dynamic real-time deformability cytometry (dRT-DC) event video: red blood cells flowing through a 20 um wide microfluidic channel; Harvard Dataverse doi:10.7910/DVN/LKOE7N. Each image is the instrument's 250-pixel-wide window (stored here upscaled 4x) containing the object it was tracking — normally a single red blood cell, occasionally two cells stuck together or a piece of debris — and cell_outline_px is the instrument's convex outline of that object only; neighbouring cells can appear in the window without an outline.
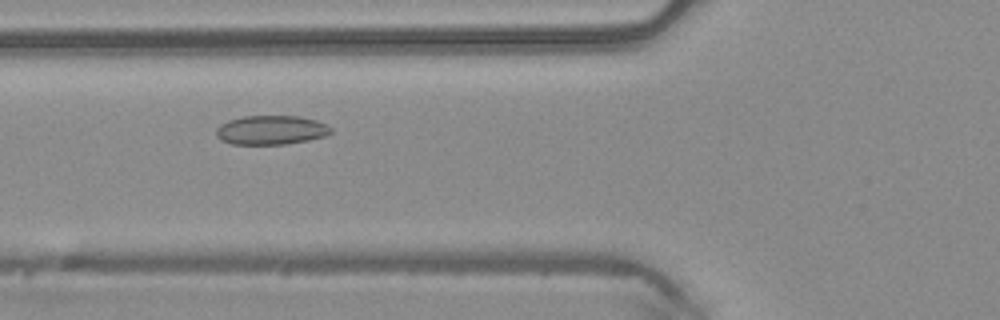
{"species": "common noctule bat (a hibernating species)", "species_latin": "Nyctalus noctula", "temperature_condition": "warm", "stored_images_in_passage": 35, "camera_frame_rate_fps": 3000, "um_per_image_px": 0.085, "animal": {"sex": "male", "body_mass_g": 20.4}, "frame": {"image": 1, "passage_image": 4, "time_ms": 1.0, "image_size_px": [1000, 320], "cell_outline_px": [[332, 132], [324, 136], [308, 140], [284, 144], [232, 144], [220, 140], [216, 136], [216, 128], [220, 124], [228, 120], [244, 116], [300, 116], [316, 120], [332, 128]], "centroid_in_image_um": [23.01, 11.05], "position_along_channel_um": 102.8, "area_um2": 19.48}}
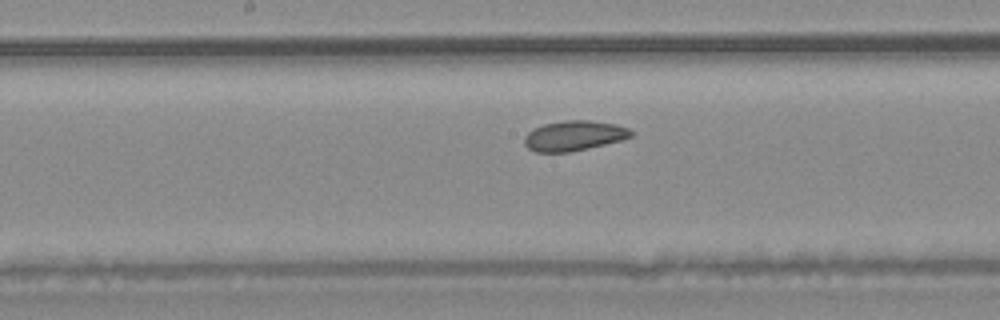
{"frame": {"image": 2, "passage_image": 11, "time_ms": 3.333, "image_size_px": [1000, 320], "cell_outline_px": [[632, 136], [620, 140], [604, 144], [568, 152], [536, 152], [528, 148], [524, 144], [524, 136], [528, 132], [544, 124], [564, 120], [592, 120], [616, 124], [628, 128], [632, 132]], "centroid_in_image_um": [48.77, 11.52], "position_along_channel_um": 199.4, "area_um2": 18.5}}
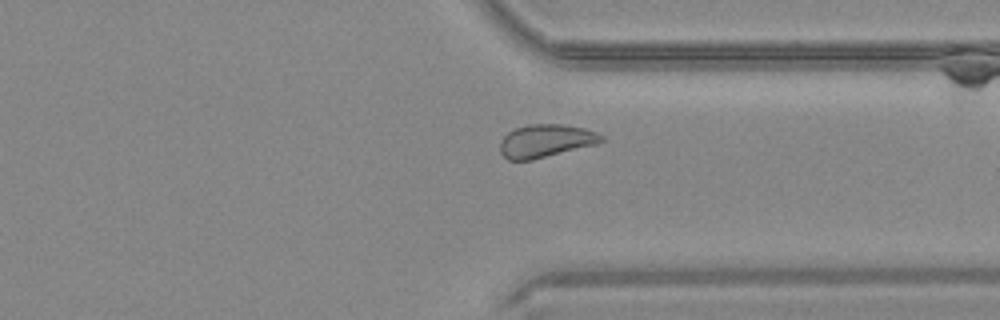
{"frame": {"image": 3, "passage_image": 23, "time_ms": 7.333, "image_size_px": [1000, 320], "cell_outline_px": [[604, 140], [596, 144], [532, 160], [508, 160], [500, 152], [500, 140], [508, 132], [516, 128], [528, 124], [560, 124], [584, 128], [596, 132], [604, 136]], "centroid_in_image_um": [46.37, 11.97], "position_along_channel_um": 365.0, "area_um2": 19.42}, "authors_computed_cell_mechanics": {"area_um2": 19.4208, "velocity_mm_per_s": 4.137, "shape_relaxation_time_tau1_ms": null, "shape_relaxation_time_tau2_ms": 4.0171, "deformation_change_tau1": null, "deformation_change_tau2": 0.0938}}